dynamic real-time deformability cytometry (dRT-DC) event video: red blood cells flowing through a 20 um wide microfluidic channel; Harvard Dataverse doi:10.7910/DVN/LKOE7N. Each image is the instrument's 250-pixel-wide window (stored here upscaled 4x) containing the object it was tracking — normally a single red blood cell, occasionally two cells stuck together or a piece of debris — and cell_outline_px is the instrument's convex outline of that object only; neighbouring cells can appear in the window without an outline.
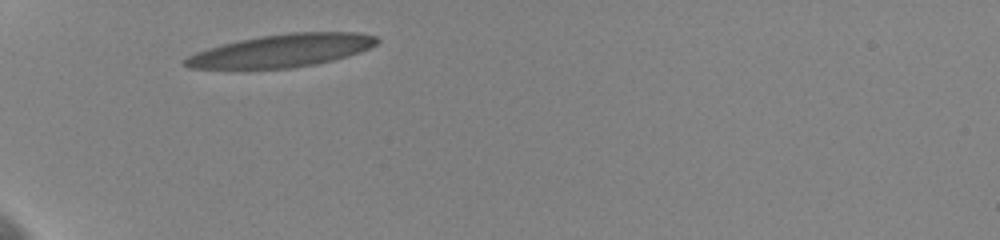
{"species": "human", "species_latin": "Homo sapiens", "temperature_condition": "cold", "stored_images_in_passage": 2, "camera_frame_rate_fps": 3000, "um_per_image_px": 0.085, "donor": {"sex": "female"}, "frame": {"image": 1, "passage_image": 1, "time_ms": 0.0, "image_size_px": [1000, 240], "cell_outline_px": [[380, 40], [376, 44], [360, 52], [348, 56], [316, 64], [292, 68], [188, 68], [180, 60], [196, 52], [208, 48], [240, 40], [260, 36], [292, 32], [360, 32], [376, 36]], "centroid_in_image_um": [23.98, 4.3], "position_along_channel_um": 61.0, "area_um2": 36.47}}